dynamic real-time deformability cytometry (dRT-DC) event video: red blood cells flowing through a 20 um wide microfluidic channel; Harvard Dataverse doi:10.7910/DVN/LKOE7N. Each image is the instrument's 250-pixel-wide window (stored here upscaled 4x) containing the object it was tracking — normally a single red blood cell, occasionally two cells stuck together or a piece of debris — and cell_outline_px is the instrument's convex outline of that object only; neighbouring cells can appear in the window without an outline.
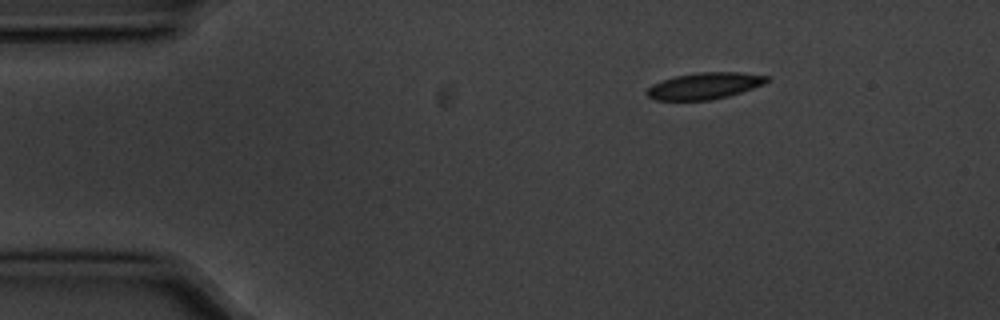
{"species": "common noctule bat (a hibernating species)", "species_latin": "Nyctalus noctula", "temperature_condition": "cold", "stored_images_in_passage": 3, "camera_frame_rate_fps": 3000, "um_per_image_px": 0.085, "animal": {"sex": "male", "body_mass_g": 20.1, "forearm_length_mm": 53.5}, "frame": {"image": 1, "passage_image": 1, "time_ms": 0.0, "image_size_px": [1000, 320], "cell_outline_px": [[768, 80], [764, 84], [728, 96], [708, 100], [656, 100], [648, 96], [644, 92], [652, 84], [676, 76], [696, 72], [740, 72], [768, 76]], "centroid_in_image_um": [59.86, 7.29], "position_along_channel_um": 25.1, "area_um2": 18.38}}